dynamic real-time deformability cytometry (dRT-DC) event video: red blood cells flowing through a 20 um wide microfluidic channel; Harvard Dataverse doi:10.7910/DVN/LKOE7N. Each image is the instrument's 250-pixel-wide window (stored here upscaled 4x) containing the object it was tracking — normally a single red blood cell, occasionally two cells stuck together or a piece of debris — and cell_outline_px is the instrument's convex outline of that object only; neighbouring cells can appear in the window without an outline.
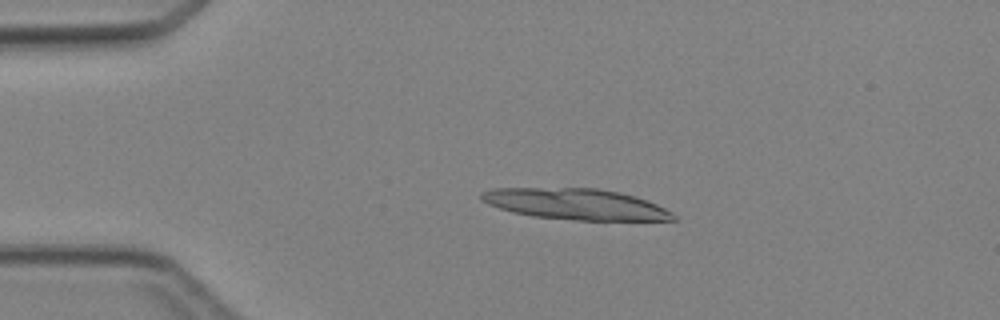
{"species": "Egyptian fruit bat (a non-hibernating species)", "species_latin": "Rousettus aegyptiacus", "temperature_condition": "cold", "stored_images_in_passage": 2, "camera_frame_rate_fps": 3000, "um_per_image_px": 0.085, "animal": {"sex": "female"}, "frame": {"image": 1, "passage_image": 1, "time_ms": 0.0, "image_size_px": [1000, 320], "cell_outline_px": [[676, 220], [576, 220], [532, 216], [512, 212], [488, 204], [480, 200], [480, 192], [492, 188], [596, 188], [620, 192], [648, 200], [672, 212], [676, 216]], "centroid_in_image_um": [48.91, 17.34], "position_along_channel_um": 36.1, "area_um2": 34.68}}